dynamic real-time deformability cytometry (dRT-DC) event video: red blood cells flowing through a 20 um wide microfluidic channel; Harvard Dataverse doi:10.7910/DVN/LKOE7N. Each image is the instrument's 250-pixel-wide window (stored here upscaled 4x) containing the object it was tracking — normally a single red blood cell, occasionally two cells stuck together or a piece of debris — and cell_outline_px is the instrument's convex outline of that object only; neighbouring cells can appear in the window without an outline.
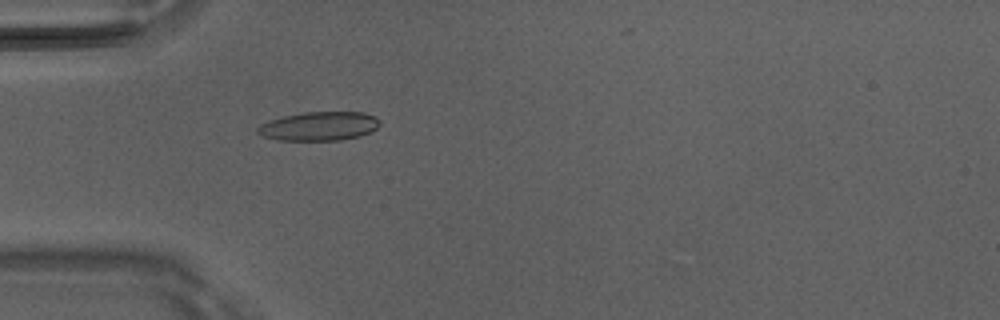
{"species": "Egyptian fruit bat (a non-hibernating species)", "species_latin": "Rousettus aegyptiacus", "temperature_condition": "room temperature", "stored_images_in_passage": 5, "camera_frame_rate_fps": 3000, "um_per_image_px": 0.085, "animal": {"sex": "male"}, "frame": {"image": 1, "passage_image": 5, "time_ms": 1.333, "image_size_px": [1000, 320], "cell_outline_px": [[380, 124], [372, 132], [360, 136], [340, 140], [280, 140], [264, 136], [256, 132], [256, 128], [260, 124], [284, 116], [304, 112], [364, 112], [376, 116], [380, 120]], "centroid_in_image_um": [27.17, 10.72], "position_along_channel_um": 57.8, "area_um2": 20.58}}